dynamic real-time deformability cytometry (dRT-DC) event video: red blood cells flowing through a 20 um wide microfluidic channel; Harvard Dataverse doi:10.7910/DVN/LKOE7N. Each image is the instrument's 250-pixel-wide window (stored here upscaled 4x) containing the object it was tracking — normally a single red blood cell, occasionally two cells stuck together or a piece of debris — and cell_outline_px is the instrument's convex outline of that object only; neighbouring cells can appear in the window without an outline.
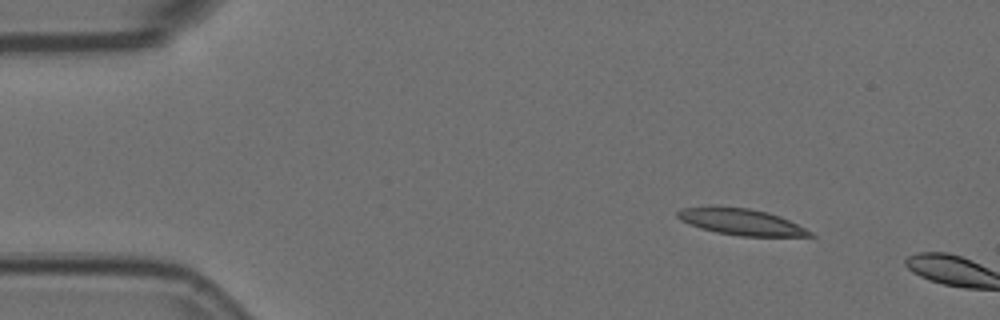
{"species": "Egyptian fruit bat (a non-hibernating species)", "species_latin": "Rousettus aegyptiacus", "temperature_condition": "room temperature", "stored_images_in_passage": 2, "camera_frame_rate_fps": 3000, "um_per_image_px": 0.085, "animal": {"sex": "female"}, "frame": {"image": 1, "passage_image": 1, "time_ms": 0.0, "image_size_px": [1000, 320], "cell_outline_px": [[816, 236], [740, 236], [716, 232], [700, 228], [688, 224], [680, 220], [676, 216], [676, 212], [680, 208], [712, 204], [748, 208], [768, 212], [780, 216], [812, 232]], "centroid_in_image_um": [62.89, 18.82], "position_along_channel_um": 22.1, "area_um2": 20.75}}